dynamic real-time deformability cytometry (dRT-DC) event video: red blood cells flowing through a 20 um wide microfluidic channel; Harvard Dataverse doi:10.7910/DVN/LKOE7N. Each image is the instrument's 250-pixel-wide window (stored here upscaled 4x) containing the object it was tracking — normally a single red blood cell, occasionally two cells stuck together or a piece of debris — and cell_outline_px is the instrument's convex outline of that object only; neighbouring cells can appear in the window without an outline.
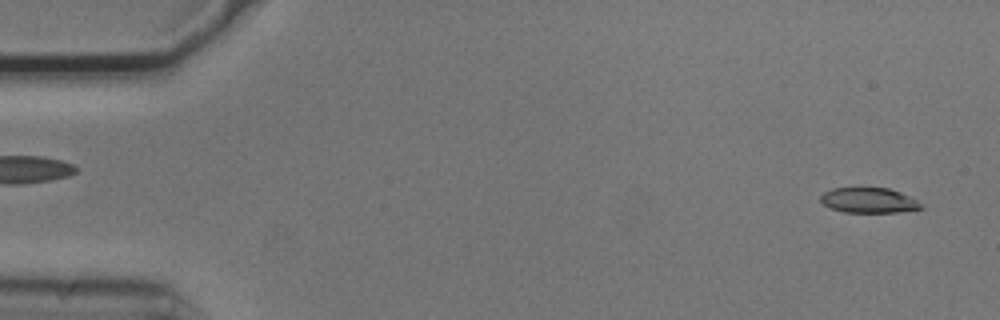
{"species": "common noctule bat (a hibernating species)", "species_latin": "Nyctalus noctula", "temperature_condition": "cold", "stored_images_in_passage": 53, "camera_frame_rate_fps": 3000, "um_per_image_px": 0.085, "animal": {"sex": "male", "body_mass_g": 20.5, "forearm_length_mm": 52.5}, "frame": {"image": 1, "passage_image": 2, "time_ms": 0.333, "image_size_px": [1000, 320], "cell_outline_px": [[924, 208], [896, 212], [844, 212], [832, 208], [824, 204], [820, 200], [820, 196], [824, 192], [832, 188], [856, 184], [888, 188], [900, 192], [916, 200]], "centroid_in_image_um": [73.78, 16.96], "position_along_channel_um": 11.2, "area_um2": 15.32}}
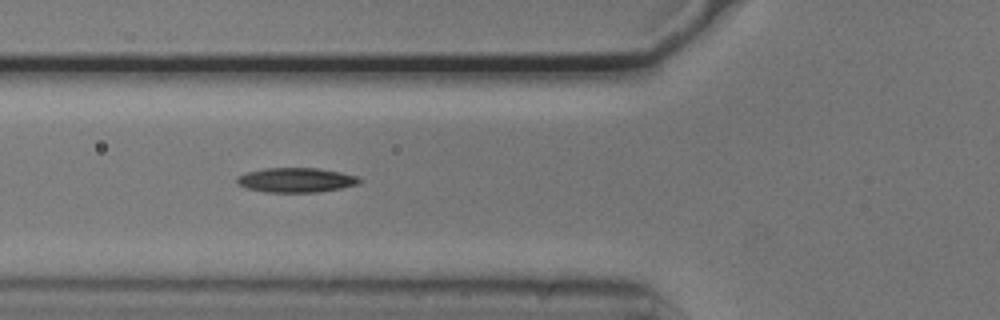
{"frame": {"image": 2, "passage_image": 19, "time_ms": 6.0, "image_size_px": [1000, 320], "cell_outline_px": [[360, 180], [356, 184], [340, 188], [320, 192], [264, 192], [248, 188], [240, 184], [236, 180], [236, 176], [244, 172], [264, 168], [316, 168], [340, 172], [356, 176]], "centroid_in_image_um": [25.1, 15.3], "position_along_channel_um": 100.7, "area_um2": 17.4}}
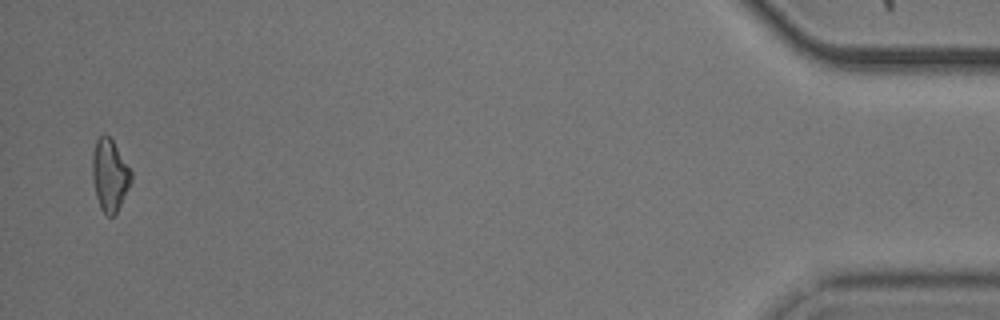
{"frame": {"image": 3, "passage_image": 52, "time_ms": 17.0, "image_size_px": [1000, 320], "cell_outline_px": [[132, 180], [116, 212], [112, 216], [108, 216], [100, 208], [96, 196], [92, 176], [92, 152], [96, 140], [100, 136], [108, 136], [112, 140], [132, 172]], "centroid_in_image_um": [9.31, 14.88], "position_along_channel_um": 425.9, "area_um2": 15.95}, "authors_computed_cell_mechanics": {"area_um2": 16.3574, "velocity_mm_per_s": 3.7424, "shape_relaxation_time_tau1_ms": 4.919, "shape_relaxation_time_tau2_ms": null, "deformation_change_tau1": 0.1262, "deformation_change_tau2": null}}